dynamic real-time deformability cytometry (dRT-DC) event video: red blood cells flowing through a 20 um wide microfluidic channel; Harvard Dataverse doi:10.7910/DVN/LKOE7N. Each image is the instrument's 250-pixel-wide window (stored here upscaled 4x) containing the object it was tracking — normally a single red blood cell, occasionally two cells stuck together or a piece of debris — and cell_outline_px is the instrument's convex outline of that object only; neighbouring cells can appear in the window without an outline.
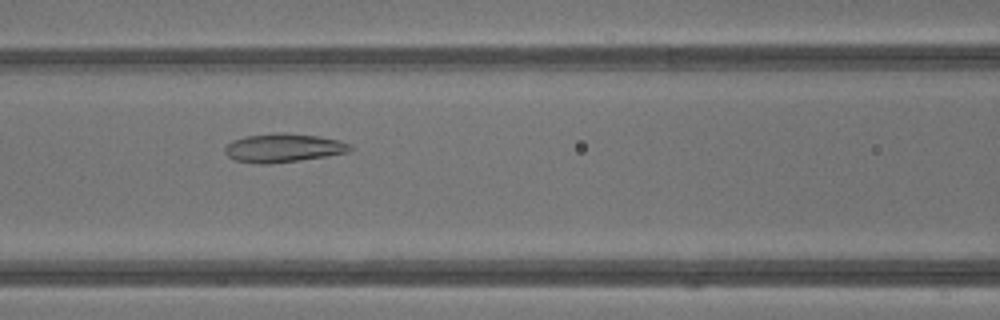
{"species": "common noctule bat (a hibernating species)", "species_latin": "Nyctalus noctula", "temperature_condition": "warm", "stored_images_in_passage": 29, "camera_frame_rate_fps": 3000, "um_per_image_px": 0.085, "animal": {"sex": "male", "body_mass_g": 13.3}, "frame": {"image": 1, "passage_image": 5, "time_ms": 1.333, "image_size_px": [1000, 320], "cell_outline_px": [[352, 148], [348, 152], [300, 160], [268, 164], [256, 164], [236, 160], [228, 156], [224, 152], [224, 148], [232, 140], [244, 136], [284, 132], [320, 136], [340, 140], [348, 144]], "centroid_in_image_um": [24.05, 12.56], "position_along_channel_um": 142.5, "area_um2": 20.87}}
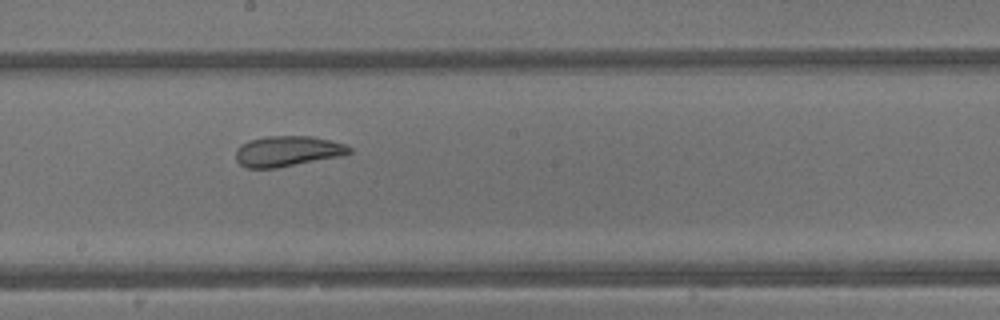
{"frame": {"image": 2, "passage_image": 10, "time_ms": 3.0, "image_size_px": [1000, 320], "cell_outline_px": [[352, 152], [340, 156], [276, 168], [248, 168], [240, 164], [236, 160], [236, 148], [240, 144], [248, 140], [268, 136], [312, 136], [332, 140], [344, 144], [352, 148]], "centroid_in_image_um": [24.42, 12.84], "position_along_channel_um": 223.8, "area_um2": 20.23}}
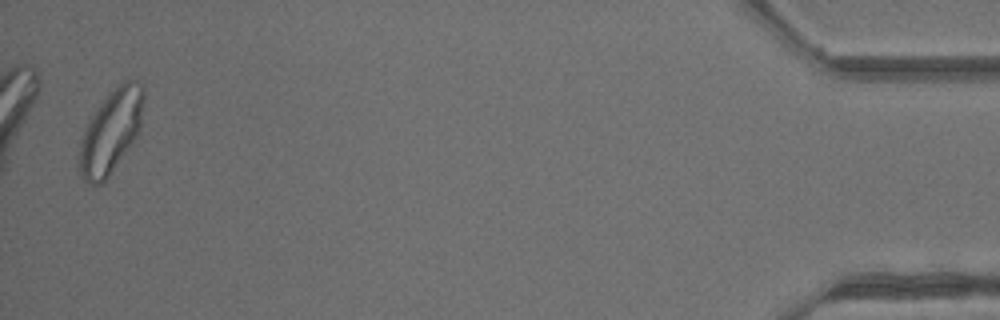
{"frame": {"image": 3, "passage_image": 28, "time_ms": 9.0, "image_size_px": [1000, 320], "cell_outline_px": [[144, 100], [140, 128], [132, 144], [108, 176], [100, 184], [88, 184], [84, 180], [76, 164], [80, 140], [84, 128], [88, 120], [100, 104], [124, 80], [136, 80], [144, 88]], "centroid_in_image_um": [9.4, 11.21], "position_along_channel_um": 425.8, "area_um2": 31.15}}